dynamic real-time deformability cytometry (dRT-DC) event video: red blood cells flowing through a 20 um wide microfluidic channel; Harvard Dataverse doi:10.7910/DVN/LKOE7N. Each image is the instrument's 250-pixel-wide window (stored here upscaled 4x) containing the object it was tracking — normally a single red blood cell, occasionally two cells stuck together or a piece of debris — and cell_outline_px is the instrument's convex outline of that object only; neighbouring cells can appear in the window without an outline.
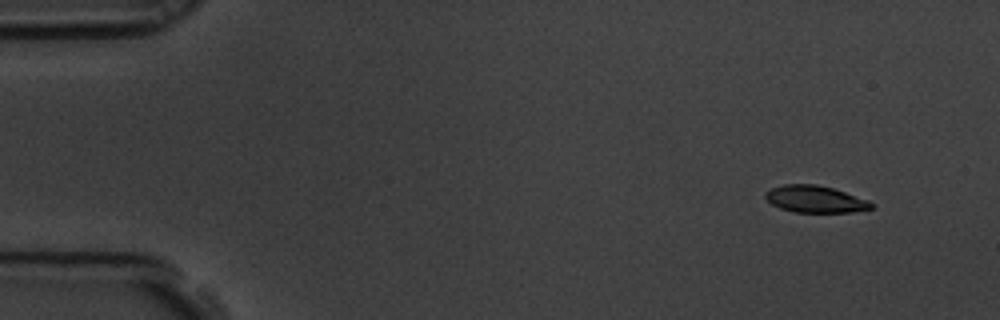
{"species": "common noctule bat (a hibernating species)", "species_latin": "Nyctalus noctula", "temperature_condition": "room temperature", "stored_images_in_passage": 4, "camera_frame_rate_fps": 3000, "um_per_image_px": 0.085, "animal": {"sex": "male", "body_mass_g": 19.5, "forearm_length_mm": 54.6}, "frame": {"image": 1, "passage_image": 1, "time_ms": 0.0, "image_size_px": [1000, 320], "cell_outline_px": [[872, 208], [852, 212], [792, 212], [780, 208], [772, 204], [764, 196], [764, 192], [772, 188], [784, 184], [816, 184], [832, 188], [868, 200], [872, 204]], "centroid_in_image_um": [69.25, 16.92], "position_along_channel_um": 15.8, "area_um2": 16.47}}
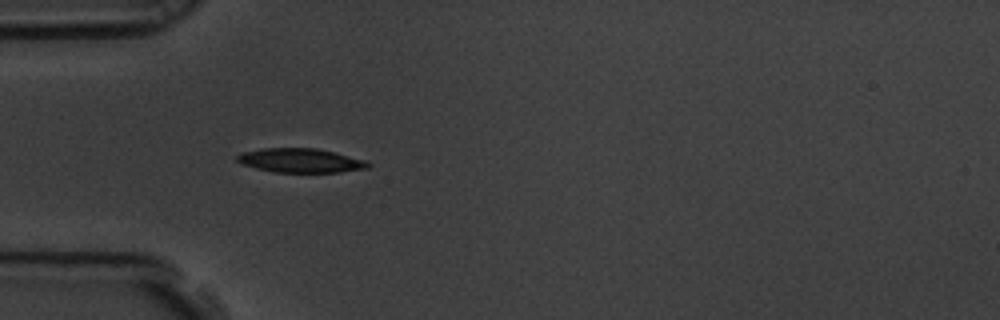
{"frame": {"image": 2, "passage_image": 4, "time_ms": 1.0, "image_size_px": [1000, 320], "cell_outline_px": [[372, 164], [368, 168], [340, 172], [276, 172], [256, 168], [244, 164], [236, 160], [236, 156], [244, 152], [264, 148], [316, 148], [364, 160]], "centroid_in_image_um": [25.55, 13.64], "position_along_channel_um": 59.5, "area_um2": 18.09}}